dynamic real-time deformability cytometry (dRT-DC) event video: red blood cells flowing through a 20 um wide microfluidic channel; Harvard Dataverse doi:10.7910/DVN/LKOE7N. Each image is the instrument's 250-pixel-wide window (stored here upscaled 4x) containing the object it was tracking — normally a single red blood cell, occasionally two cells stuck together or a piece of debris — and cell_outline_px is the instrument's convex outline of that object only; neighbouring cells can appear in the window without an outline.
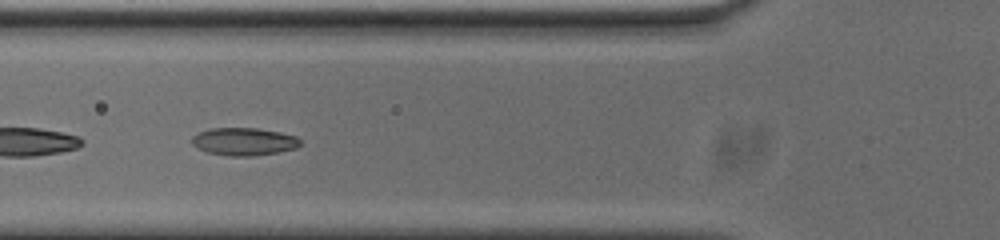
{"species": "common noctule bat (a hibernating species)", "species_latin": "Nyctalus noctula", "temperature_condition": "cold", "stored_images_in_passage": 41, "camera_frame_rate_fps": 3000, "um_per_image_px": 0.085, "animal": {"sex": "male", "body_mass_g": 20.0, "forearm_length_mm": 53.3}, "frame": {"image": 1, "passage_image": 12, "time_ms": 3.667, "image_size_px": [1000, 240], "cell_outline_px": [[300, 144], [296, 148], [280, 152], [252, 156], [228, 156], [208, 152], [192, 144], [192, 136], [200, 132], [212, 128], [256, 128], [280, 132], [296, 136], [300, 140]], "centroid_in_image_um": [20.76, 12.03], "position_along_channel_um": 105.0, "area_um2": 17.4}, "authors_computed_cell_mechanics": {"area_um2": 17.3978, "velocity_mm_per_s": 3.6819, "shape_relaxation_time_tau1_ms": null, "shape_relaxation_time_tau2_ms": 1.6768, "deformation_change_tau1": null, "deformation_change_tau2": 0.0677}}